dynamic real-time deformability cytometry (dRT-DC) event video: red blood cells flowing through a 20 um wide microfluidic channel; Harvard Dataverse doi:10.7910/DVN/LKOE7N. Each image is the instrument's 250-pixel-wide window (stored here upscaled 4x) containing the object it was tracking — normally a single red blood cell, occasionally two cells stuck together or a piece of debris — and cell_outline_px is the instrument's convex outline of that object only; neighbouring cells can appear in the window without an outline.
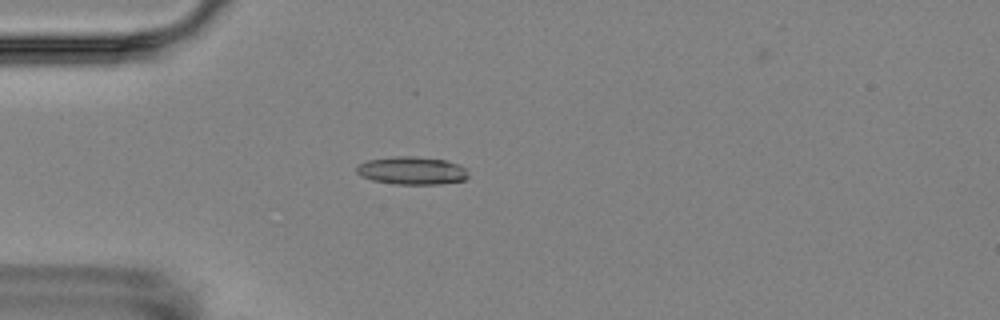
{"species": "Egyptian fruit bat (a non-hibernating species)", "species_latin": "Rousettus aegyptiacus", "temperature_condition": "room temperature", "stored_images_in_passage": 4, "camera_frame_rate_fps": 3000, "um_per_image_px": 0.085, "animal": {"sex": "female"}, "frame": {"image": 1, "passage_image": 3, "time_ms": 3.333, "image_size_px": [1000, 320], "cell_outline_px": [[468, 176], [464, 180], [440, 184], [392, 184], [372, 180], [360, 176], [356, 172], [356, 168], [360, 164], [368, 160], [392, 156], [416, 156], [444, 160], [468, 168]], "centroid_in_image_um": [35.01, 14.5], "position_along_channel_um": 50.0, "area_um2": 18.26}}